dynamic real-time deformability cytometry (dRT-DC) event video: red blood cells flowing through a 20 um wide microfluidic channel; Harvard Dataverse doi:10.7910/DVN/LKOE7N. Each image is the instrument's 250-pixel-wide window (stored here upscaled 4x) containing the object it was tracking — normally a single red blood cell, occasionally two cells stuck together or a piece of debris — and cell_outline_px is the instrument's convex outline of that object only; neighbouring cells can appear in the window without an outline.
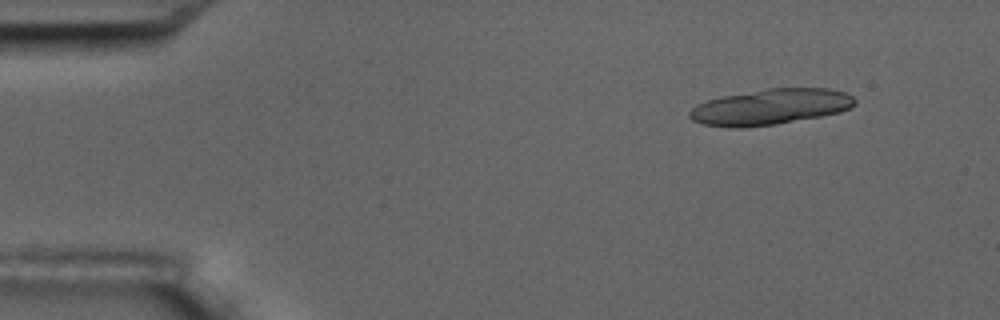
{"species": "common noctule bat (a hibernating species)", "species_latin": "Nyctalus noctula", "temperature_condition": "room temperature", "stored_images_in_passage": 5, "segment_of_instrument_passage": [1, 2], "camera_frame_rate_fps": 3000, "um_per_image_px": 0.085, "animal": {"sex": "male", "body_mass_g": 17.5, "forearm_length_mm": 52.3}, "frame": {"image": 1, "passage_image": 2, "time_ms": 1.333, "image_size_px": [1000, 320], "cell_outline_px": [[856, 104], [840, 112], [820, 116], [776, 124], [740, 128], [728, 128], [704, 124], [692, 120], [688, 116], [688, 112], [696, 104], [708, 100], [724, 96], [768, 88], [828, 88], [844, 92], [852, 96], [856, 100]], "centroid_in_image_um": [65.46, 9.09], "position_along_channel_um": 19.5, "area_um2": 34.33}}